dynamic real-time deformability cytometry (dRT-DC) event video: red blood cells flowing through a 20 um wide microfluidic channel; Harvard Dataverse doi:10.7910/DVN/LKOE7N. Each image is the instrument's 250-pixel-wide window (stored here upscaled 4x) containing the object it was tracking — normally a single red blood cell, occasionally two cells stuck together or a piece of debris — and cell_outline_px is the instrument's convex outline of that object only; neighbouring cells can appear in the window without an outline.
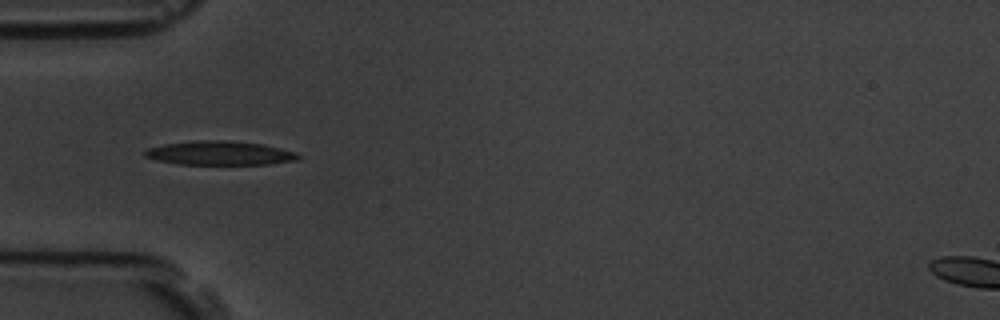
{"species": "common noctule bat (a hibernating species)", "species_latin": "Nyctalus noctula", "temperature_condition": "room temperature", "stored_images_in_passage": 7, "camera_frame_rate_fps": 3000, "um_per_image_px": 0.085, "animal": {"sex": "male", "body_mass_g": 19.5, "forearm_length_mm": 54.6}, "frame": {"image": 1, "passage_image": 4, "time_ms": 4.333, "image_size_px": [1000, 320], "cell_outline_px": [[300, 160], [272, 164], [176, 164], [156, 160], [144, 156], [144, 152], [148, 148], [164, 144], [192, 140], [228, 140], [264, 144], [296, 152], [300, 156]], "centroid_in_image_um": [18.7, 13.01], "position_along_channel_um": 66.3, "area_um2": 21.68}}
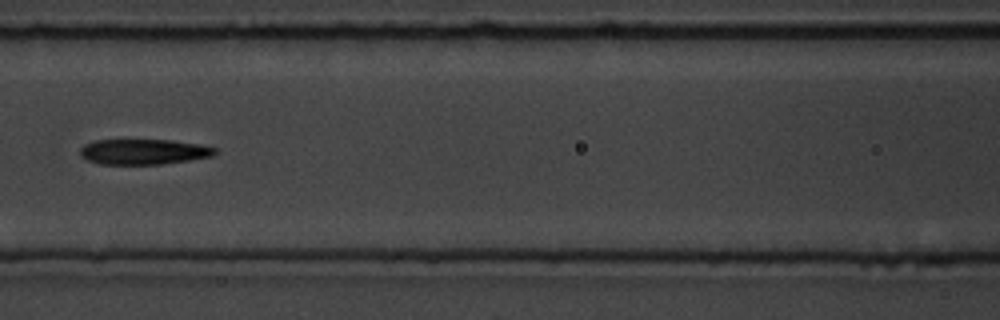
{"frame": {"image": 2, "passage_image": 6, "time_ms": 6.667, "image_size_px": [1000, 320], "cell_outline_px": [[216, 152], [212, 156], [188, 160], [160, 164], [100, 164], [88, 160], [80, 156], [80, 148], [84, 144], [96, 140], [172, 140], [200, 144], [216, 148]], "centroid_in_image_um": [12.18, 12.89], "position_along_channel_um": 154.4, "area_um2": 19.88}}
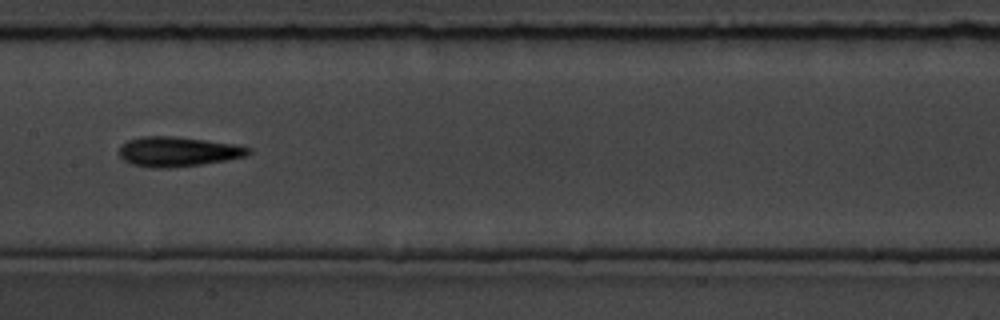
{"frame": {"image": 3, "passage_image": 7, "time_ms": 7.667, "image_size_px": [1000, 320], "cell_outline_px": [[252, 152], [244, 156], [228, 160], [200, 164], [168, 168], [152, 168], [132, 164], [124, 160], [116, 152], [120, 144], [128, 140], [144, 136], [176, 136], [240, 144], [252, 148]], "centroid_in_image_um": [15.12, 12.87], "position_along_channel_um": 192.3, "area_um2": 22.83}}